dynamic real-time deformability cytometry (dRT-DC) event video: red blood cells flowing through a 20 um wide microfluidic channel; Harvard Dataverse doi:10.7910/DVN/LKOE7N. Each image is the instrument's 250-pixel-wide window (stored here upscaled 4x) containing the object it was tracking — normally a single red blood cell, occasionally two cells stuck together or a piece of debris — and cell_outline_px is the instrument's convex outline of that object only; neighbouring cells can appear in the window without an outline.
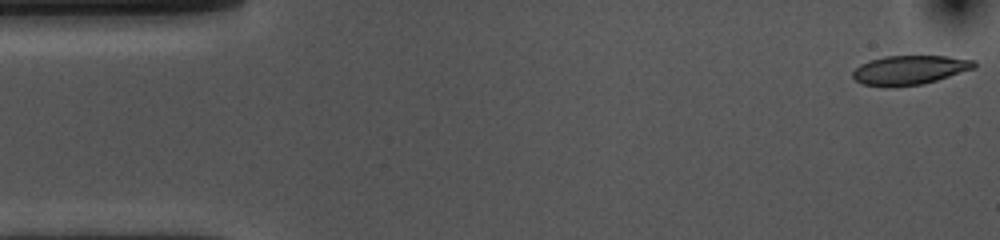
{"species": "common noctule bat (a hibernating species)", "species_latin": "Nyctalus noctula", "temperature_condition": "cold", "stored_images_in_passage": 54, "camera_frame_rate_fps": 3000, "um_per_image_px": 0.085, "animal": {"sex": "female", "body_mass_g": 10.0, "forearm_length_mm": 53.1}, "frame": {"image": 1, "passage_image": 1, "time_ms": 0.0, "image_size_px": [1000, 240], "cell_outline_px": [[976, 68], [924, 84], [892, 88], [888, 88], [864, 84], [856, 80], [852, 76], [852, 72], [860, 64], [868, 60], [884, 56], [948, 56], [976, 60]], "centroid_in_image_um": [77.32, 5.96], "position_along_channel_um": 7.7, "area_um2": 21.04}}
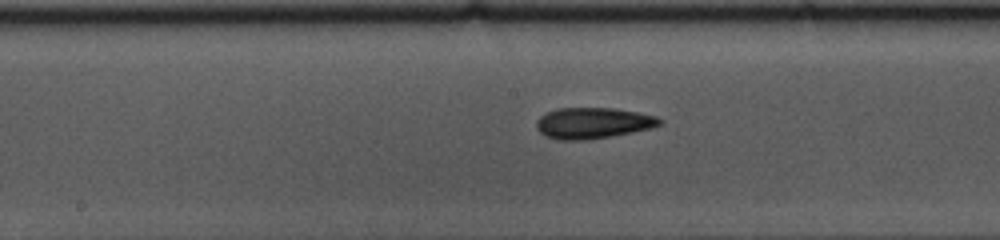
{"frame": {"image": 2, "passage_image": 26, "time_ms": 8.333, "image_size_px": [1000, 240], "cell_outline_px": [[664, 120], [660, 124], [652, 128], [632, 132], [588, 140], [556, 140], [544, 136], [536, 128], [536, 120], [540, 116], [556, 108], [616, 108], [656, 116]], "centroid_in_image_um": [50.37, 10.46], "position_along_channel_um": 197.8, "area_um2": 22.43}}
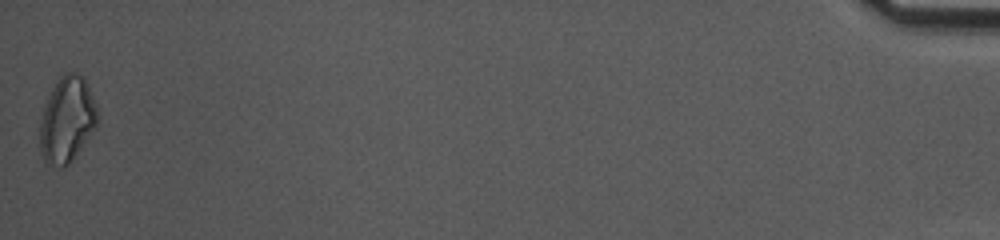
{"frame": {"image": 3, "passage_image": 54, "time_ms": 17.667, "image_size_px": [1000, 240], "cell_outline_px": [[100, 116], [96, 128], [68, 164], [64, 168], [60, 168], [44, 164], [40, 152], [40, 124], [44, 104], [52, 88], [60, 76], [64, 72], [80, 72], [84, 76], [96, 104]], "centroid_in_image_um": [5.7, 10.17], "position_along_channel_um": 429.5, "area_um2": 29.3}, "authors_computed_cell_mechanics": {"area_um2": 21.4438, "velocity_mm_per_s": 3.5914, "shape_relaxation_time_tau1_ms": null, "shape_relaxation_time_tau2_ms": 7.241, "deformation_change_tau1": null, "deformation_change_tau2": 0.1503}}